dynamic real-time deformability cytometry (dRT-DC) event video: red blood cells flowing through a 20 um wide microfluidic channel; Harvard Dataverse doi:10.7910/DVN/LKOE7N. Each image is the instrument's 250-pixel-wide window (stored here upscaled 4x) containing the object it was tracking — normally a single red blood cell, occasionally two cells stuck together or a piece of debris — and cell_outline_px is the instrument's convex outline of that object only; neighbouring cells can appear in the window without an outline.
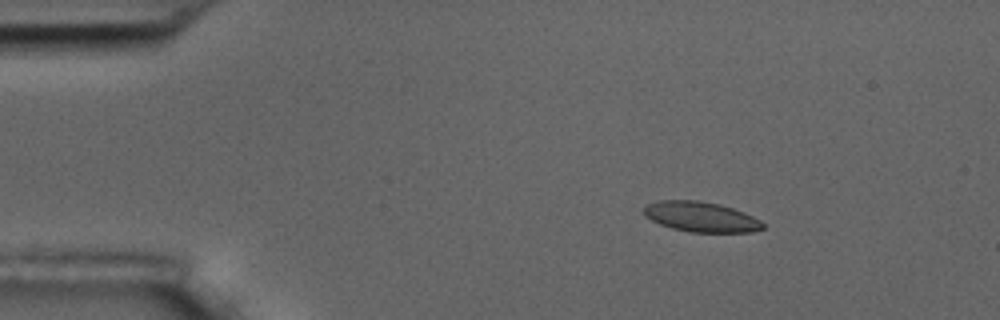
{"species": "common noctule bat (a hibernating species)", "species_latin": "Nyctalus noctula", "temperature_condition": "room temperature", "stored_images_in_passage": 4, "camera_frame_rate_fps": 3000, "um_per_image_px": 0.085, "animal": {"sex": "male", "body_mass_g": 17.5, "forearm_length_mm": 52.3}, "frame": {"image": 1, "passage_image": 2, "time_ms": 1.0, "image_size_px": [1000, 320], "cell_outline_px": [[764, 228], [752, 232], [688, 232], [672, 228], [660, 224], [644, 216], [644, 208], [648, 204], [660, 200], [696, 200], [720, 204], [744, 212], [760, 220], [764, 224]], "centroid_in_image_um": [59.59, 18.43], "position_along_channel_um": 25.4, "area_um2": 20.87}}